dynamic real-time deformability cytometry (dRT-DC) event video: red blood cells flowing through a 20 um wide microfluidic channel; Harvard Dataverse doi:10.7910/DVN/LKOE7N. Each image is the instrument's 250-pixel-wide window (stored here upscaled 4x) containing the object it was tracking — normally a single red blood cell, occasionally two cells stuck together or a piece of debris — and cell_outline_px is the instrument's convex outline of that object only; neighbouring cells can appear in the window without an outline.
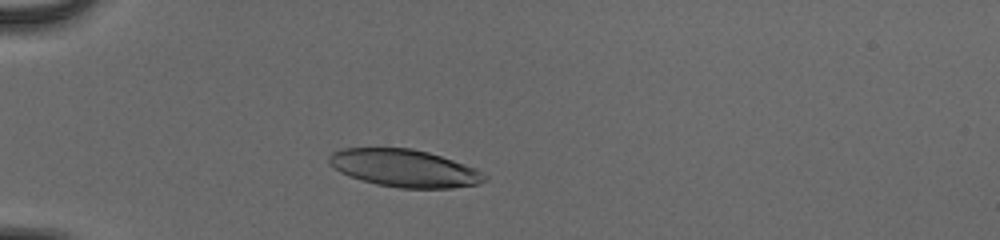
{"species": "human", "species_latin": "Homo sapiens", "temperature_condition": "cold", "stored_images_in_passage": 44, "camera_frame_rate_fps": 3000, "um_per_image_px": 0.085, "donor": {"sex": "male"}, "frame": {"image": 1, "passage_image": 11, "time_ms": 3.333, "image_size_px": [1000, 240], "cell_outline_px": [[488, 176], [480, 184], [452, 188], [400, 188], [376, 184], [340, 172], [328, 164], [328, 156], [332, 152], [340, 148], [412, 148], [428, 152], [476, 168]], "centroid_in_image_um": [34.37, 14.29], "position_along_channel_um": 50.6, "area_um2": 33.93}}
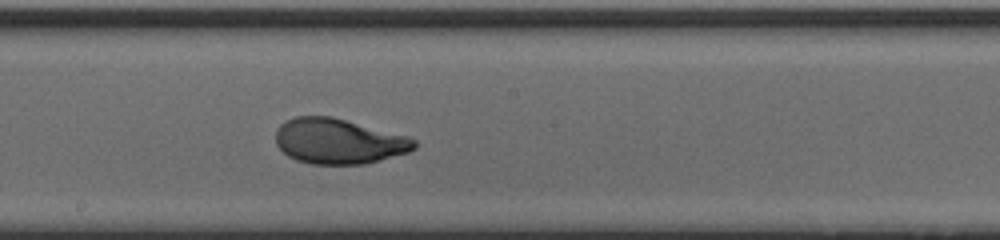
{"frame": {"image": 2, "passage_image": 26, "time_ms": 8.333, "image_size_px": [1000, 240], "cell_outline_px": [[416, 148], [408, 152], [364, 164], [312, 164], [296, 160], [288, 156], [276, 144], [276, 128], [284, 120], [296, 116], [332, 116], [408, 136], [416, 140]], "centroid_in_image_um": [28.76, 11.99], "position_along_channel_um": 219.4, "area_um2": 36.65}}
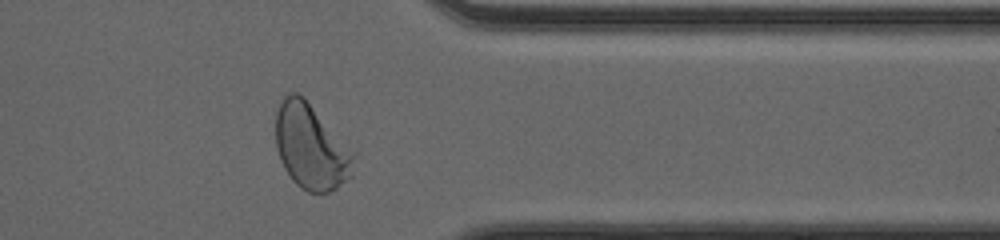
{"frame": {"image": 3, "passage_image": 39, "time_ms": 12.667, "image_size_px": [1000, 240], "cell_outline_px": [[356, 156], [352, 176], [336, 188], [328, 192], [308, 192], [300, 188], [292, 180], [284, 168], [280, 160], [276, 148], [276, 112], [280, 100], [288, 92], [296, 92], [304, 96], [356, 152]], "centroid_in_image_um": [26.45, 12.45], "position_along_channel_um": 384.9, "area_um2": 39.48}, "authors_computed_cell_mechanics": {"area_um2": 36.2695, "velocity_mm_per_s": 3.928, "shape_relaxation_time_tau1_ms": 3.1166, "shape_relaxation_time_tau2_ms": null, "deformation_change_tau1": 0.1755, "deformation_change_tau2": null}}